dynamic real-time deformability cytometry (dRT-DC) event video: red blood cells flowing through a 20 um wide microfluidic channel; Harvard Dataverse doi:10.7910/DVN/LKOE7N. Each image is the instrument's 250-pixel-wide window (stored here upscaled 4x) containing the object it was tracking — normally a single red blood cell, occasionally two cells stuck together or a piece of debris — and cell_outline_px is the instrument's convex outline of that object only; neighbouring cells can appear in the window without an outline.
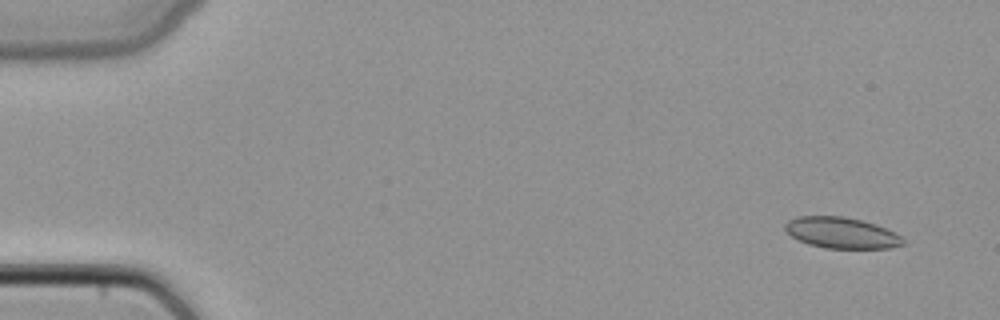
{"species": "common noctule bat (a hibernating species)", "species_latin": "Nyctalus noctula", "temperature_condition": "cold", "stored_images_in_passage": 48, "camera_frame_rate_fps": 3000, "um_per_image_px": 0.085, "animal": {"sex": "female", "body_mass_g": 22.7, "forearm_length_mm": 54.2}, "frame": {"image": 1, "passage_image": 3, "time_ms": 0.667, "image_size_px": [1000, 320], "cell_outline_px": [[904, 244], [888, 248], [824, 248], [808, 244], [792, 236], [784, 228], [784, 224], [788, 220], [796, 216], [844, 216], [876, 224], [896, 232], [904, 240]], "centroid_in_image_um": [71.52, 19.78], "position_along_channel_um": 13.5, "area_um2": 21.33}}
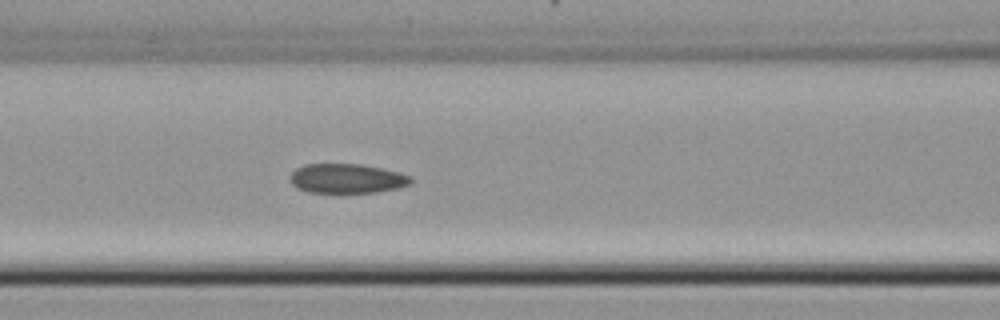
{"frame": {"image": 2, "passage_image": 21, "time_ms": 6.667, "image_size_px": [1000, 320], "cell_outline_px": [[412, 180], [408, 184], [396, 188], [376, 192], [308, 192], [296, 188], [292, 184], [288, 176], [296, 168], [304, 164], [360, 164], [400, 172], [412, 176]], "centroid_in_image_um": [29.44, 15.16], "position_along_channel_um": 137.2, "area_um2": 20.69}}
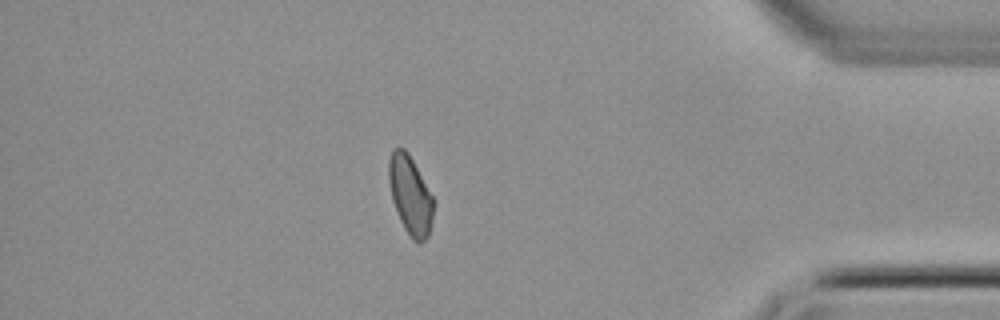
{"frame": {"image": 3, "passage_image": 42, "time_ms": 13.667, "image_size_px": [1000, 320], "cell_outline_px": [[432, 220], [428, 236], [420, 244], [416, 244], [412, 240], [404, 228], [400, 220], [392, 200], [388, 180], [388, 160], [392, 148], [404, 148], [408, 152], [432, 196]], "centroid_in_image_um": [34.83, 16.59], "position_along_channel_um": 400.4, "area_um2": 20.35}}